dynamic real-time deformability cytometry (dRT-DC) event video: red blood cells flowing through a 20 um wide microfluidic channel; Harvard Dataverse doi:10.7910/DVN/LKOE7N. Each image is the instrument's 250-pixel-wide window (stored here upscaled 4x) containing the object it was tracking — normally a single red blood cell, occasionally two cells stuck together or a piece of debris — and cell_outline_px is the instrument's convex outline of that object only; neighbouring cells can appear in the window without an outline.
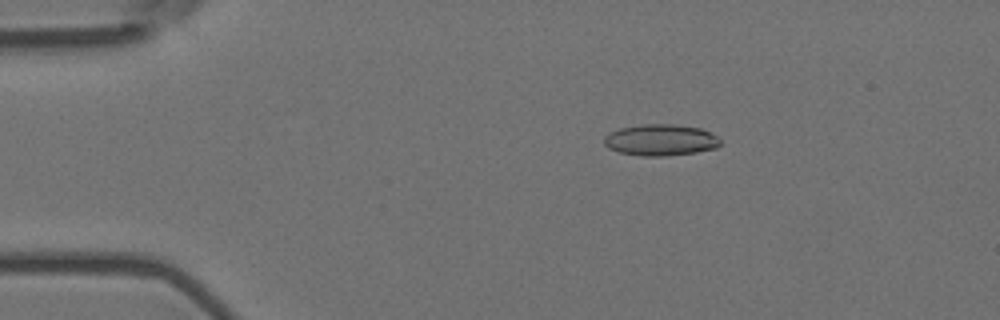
{"species": "Egyptian fruit bat (a non-hibernating species)", "species_latin": "Rousettus aegyptiacus", "temperature_condition": "room temperature", "stored_images_in_passage": 4, "camera_frame_rate_fps": 3000, "um_per_image_px": 0.085, "animal": {"sex": "female"}, "frame": {"image": 1, "passage_image": 2, "time_ms": 0.333, "image_size_px": [1000, 320], "cell_outline_px": [[720, 144], [716, 148], [696, 152], [664, 156], [644, 156], [620, 152], [608, 148], [604, 144], [604, 136], [620, 128], [640, 124], [672, 124], [700, 128], [716, 136], [720, 140]], "centroid_in_image_um": [56.14, 11.9], "position_along_channel_um": 28.9, "area_um2": 21.1}}
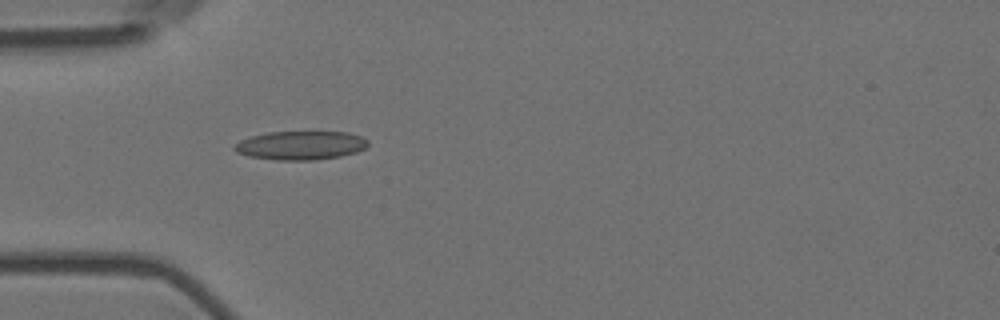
{"frame": {"image": 2, "passage_image": 4, "time_ms": 1.0, "image_size_px": [1000, 320], "cell_outline_px": [[368, 144], [364, 148], [356, 152], [340, 156], [316, 160], [276, 160], [248, 156], [236, 152], [232, 148], [240, 140], [252, 136], [268, 132], [348, 132], [360, 136], [368, 140]], "centroid_in_image_um": [25.54, 12.36], "position_along_channel_um": 59.5, "area_um2": 22.31}}